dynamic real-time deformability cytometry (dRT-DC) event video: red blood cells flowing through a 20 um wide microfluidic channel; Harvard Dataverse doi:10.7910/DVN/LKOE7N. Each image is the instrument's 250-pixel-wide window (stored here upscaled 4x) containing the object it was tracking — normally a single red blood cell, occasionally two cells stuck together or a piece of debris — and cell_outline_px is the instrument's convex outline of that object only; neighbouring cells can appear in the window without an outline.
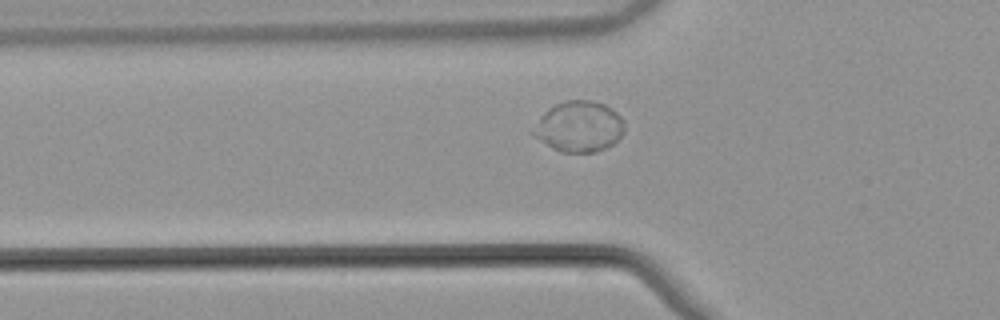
{"species": "common noctule bat (a hibernating species)", "species_latin": "Nyctalus noctula", "temperature_condition": "warm", "stored_images_in_passage": 37, "camera_frame_rate_fps": 3000, "um_per_image_px": 0.085, "animal": {"sex": "male", "body_mass_g": 21.5, "forearm_length_mm": 52.0}, "frame": {"image": 1, "passage_image": 2, "time_ms": 0.333, "image_size_px": [1000, 320], "cell_outline_px": [[624, 132], [612, 144], [596, 152], [560, 152], [552, 148], [536, 136], [540, 120], [544, 112], [548, 108], [556, 104], [568, 100], [592, 100], [604, 104], [612, 108], [624, 120]], "centroid_in_image_um": [49.3, 10.75], "position_along_channel_um": 76.5, "area_um2": 26.3}}
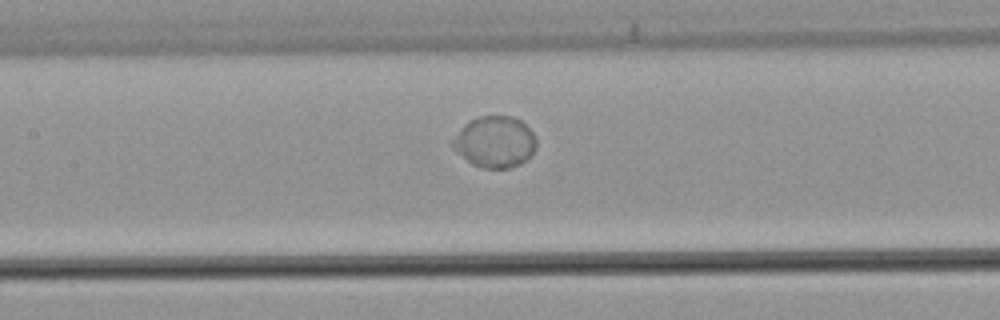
{"frame": {"image": 2, "passage_image": 9, "time_ms": 2.667, "image_size_px": [1000, 320], "cell_outline_px": [[536, 148], [520, 164], [508, 168], [484, 168], [472, 164], [456, 152], [452, 148], [452, 140], [460, 128], [468, 120], [480, 116], [512, 116], [520, 120], [532, 132], [536, 140]], "centroid_in_image_um": [42.03, 12.05], "position_along_channel_um": 165.4, "area_um2": 24.91}}
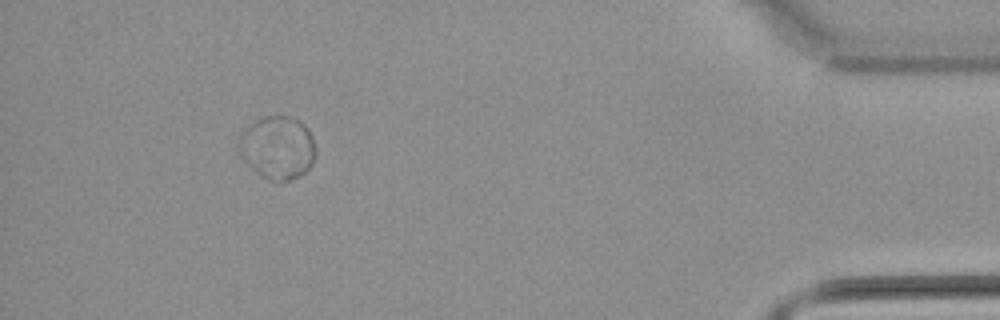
{"frame": {"image": 3, "passage_image": 33, "time_ms": 10.667, "image_size_px": [1000, 320], "cell_outline_px": [[316, 152], [312, 164], [304, 172], [288, 180], [272, 180], [256, 172], [240, 148], [240, 132], [244, 128], [256, 120], [264, 116], [292, 116], [300, 120], [308, 128], [312, 136], [316, 148]], "centroid_in_image_um": [23.65, 12.48], "position_along_channel_um": 411.5, "area_um2": 27.57}}